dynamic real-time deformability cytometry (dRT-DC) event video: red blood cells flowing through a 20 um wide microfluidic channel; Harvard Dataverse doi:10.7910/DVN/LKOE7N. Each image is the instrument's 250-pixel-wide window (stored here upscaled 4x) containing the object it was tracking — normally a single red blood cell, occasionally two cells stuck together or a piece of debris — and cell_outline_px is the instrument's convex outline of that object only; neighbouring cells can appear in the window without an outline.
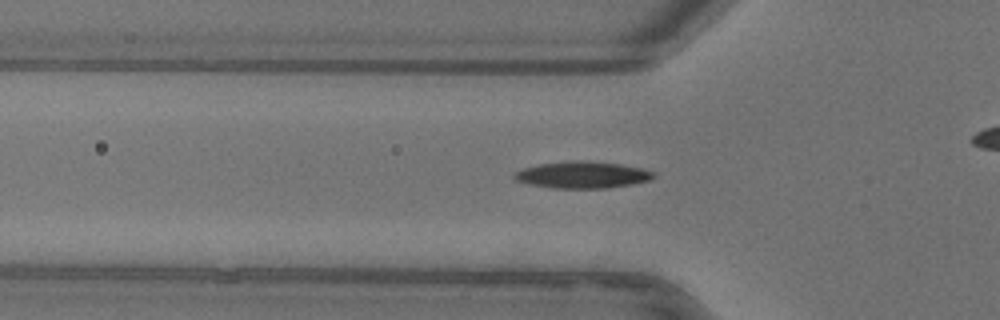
{"species": "common noctule bat (a hibernating species)", "species_latin": "Nyctalus noctula", "temperature_condition": "warm", "stored_images_in_passage": 31, "camera_frame_rate_fps": 3000, "um_per_image_px": 0.085, "animal": {"sex": "female"}, "frame": {"image": 1, "passage_image": 6, "time_ms": 1.667, "image_size_px": [1000, 320], "cell_outline_px": [[656, 176], [652, 180], [632, 184], [608, 188], [552, 188], [532, 184], [516, 180], [512, 176], [516, 172], [524, 168], [540, 164], [580, 160], [620, 164], [640, 168], [656, 172]], "centroid_in_image_um": [49.57, 14.87], "position_along_channel_um": 76.2, "area_um2": 21.5}}
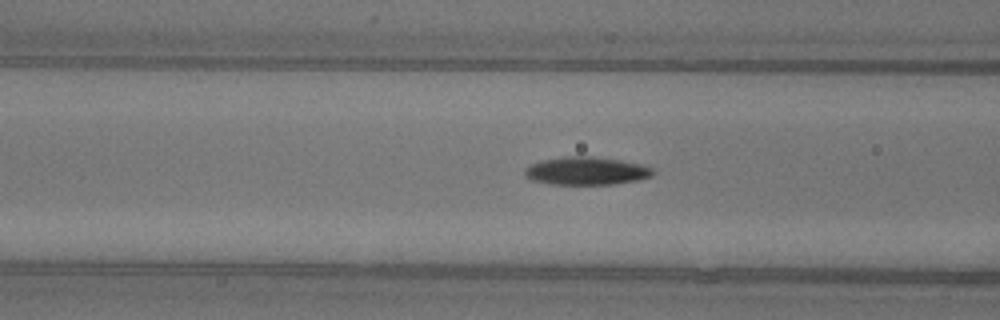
{"frame": {"image": 2, "passage_image": 9, "time_ms": 2.667, "image_size_px": [1000, 320], "cell_outline_px": [[652, 176], [636, 180], [612, 184], [552, 184], [532, 180], [524, 172], [524, 168], [540, 160], [564, 156], [592, 156], [620, 160], [640, 164], [652, 168]], "centroid_in_image_um": [49.81, 14.51], "position_along_channel_um": 116.8, "area_um2": 20.69}}
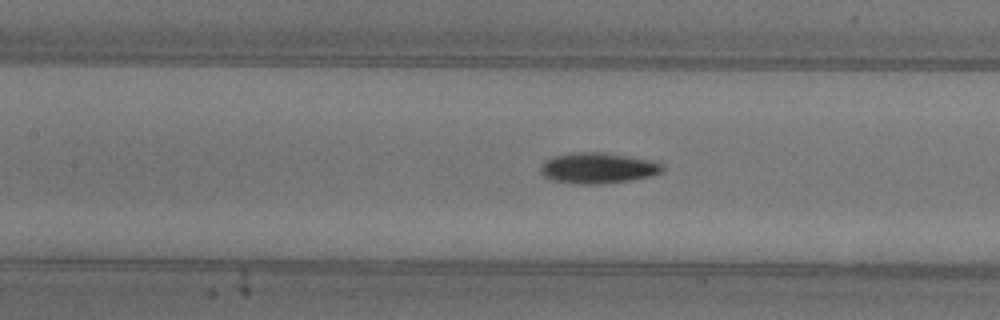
{"frame": {"image": 3, "passage_image": 12, "time_ms": 3.667, "image_size_px": [1000, 320], "cell_outline_px": [[664, 168], [660, 172], [652, 176], [632, 180], [604, 184], [576, 184], [552, 180], [544, 176], [540, 172], [540, 168], [544, 160], [552, 156], [572, 152], [600, 152], [652, 160], [660, 164]], "centroid_in_image_um": [50.78, 14.29], "position_along_channel_um": 156.6, "area_um2": 21.96}}